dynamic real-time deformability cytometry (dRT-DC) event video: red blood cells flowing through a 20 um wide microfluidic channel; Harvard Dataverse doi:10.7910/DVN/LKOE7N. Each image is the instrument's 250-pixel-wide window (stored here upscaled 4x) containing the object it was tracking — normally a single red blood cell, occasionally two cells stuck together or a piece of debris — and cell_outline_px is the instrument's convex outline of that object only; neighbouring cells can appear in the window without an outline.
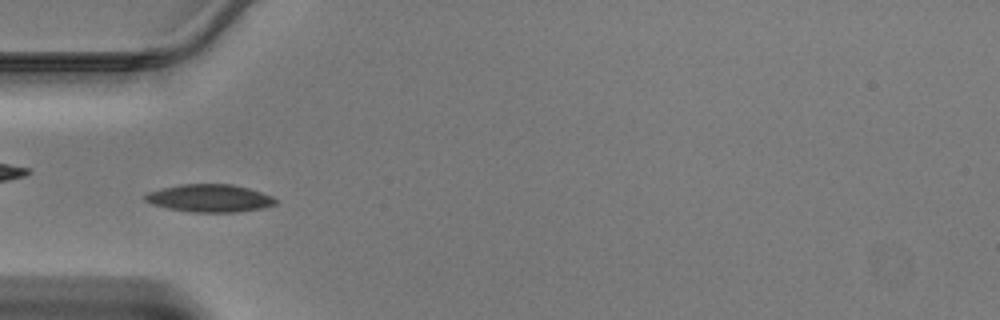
{"species": "Egyptian fruit bat (a non-hibernating species)", "species_latin": "Rousettus aegyptiacus", "temperature_condition": "warm", "stored_images_in_passage": 34, "camera_frame_rate_fps": 3000, "um_per_image_px": 0.085, "animal": {"sex": "male"}, "frame": {"image": 1, "passage_image": 7, "time_ms": 2.0, "image_size_px": [1000, 320], "cell_outline_px": [[276, 204], [264, 208], [240, 212], [192, 212], [168, 208], [152, 204], [144, 200], [144, 196], [148, 192], [180, 184], [232, 184], [248, 188], [272, 196], [276, 200]], "centroid_in_image_um": [17.83, 16.85], "position_along_channel_um": 67.2, "area_um2": 20.98}}
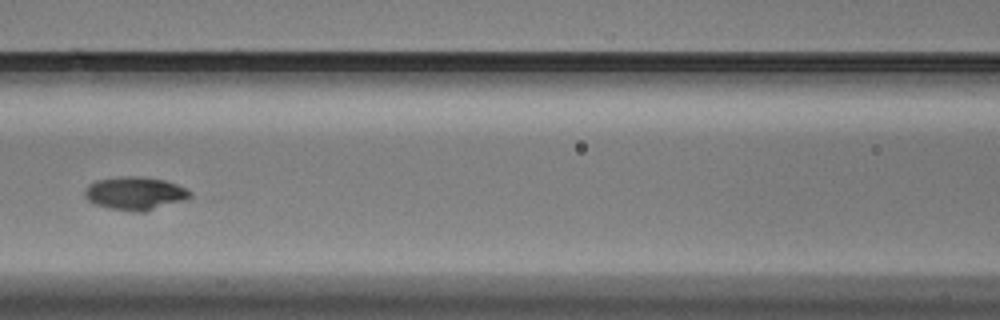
{"frame": {"image": 2, "passage_image": 13, "time_ms": 4.0, "image_size_px": [1000, 320], "cell_outline_px": [[192, 196], [184, 200], [144, 212], [136, 212], [108, 208], [96, 204], [88, 200], [84, 196], [84, 192], [88, 184], [96, 180], [124, 176], [140, 176], [164, 180], [176, 184], [192, 192]], "centroid_in_image_um": [11.47, 16.43], "position_along_channel_um": 155.1, "area_um2": 20.29}}
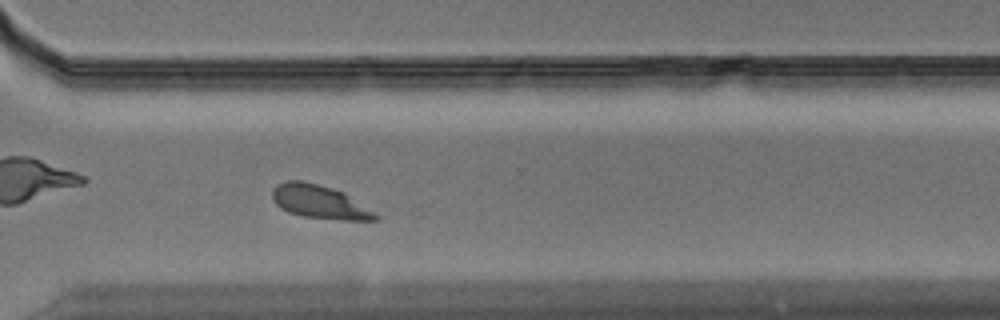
{"frame": {"image": 3, "passage_image": 26, "time_ms": 8.333, "image_size_px": [1000, 320], "cell_outline_px": [[380, 220], [340, 220], [304, 216], [288, 212], [280, 208], [272, 200], [272, 188], [276, 184], [288, 180], [304, 180], [332, 188], [344, 192], [376, 212], [380, 216]], "centroid_in_image_um": [27.17, 17.15], "position_along_channel_um": 343.4, "area_um2": 20.4}}